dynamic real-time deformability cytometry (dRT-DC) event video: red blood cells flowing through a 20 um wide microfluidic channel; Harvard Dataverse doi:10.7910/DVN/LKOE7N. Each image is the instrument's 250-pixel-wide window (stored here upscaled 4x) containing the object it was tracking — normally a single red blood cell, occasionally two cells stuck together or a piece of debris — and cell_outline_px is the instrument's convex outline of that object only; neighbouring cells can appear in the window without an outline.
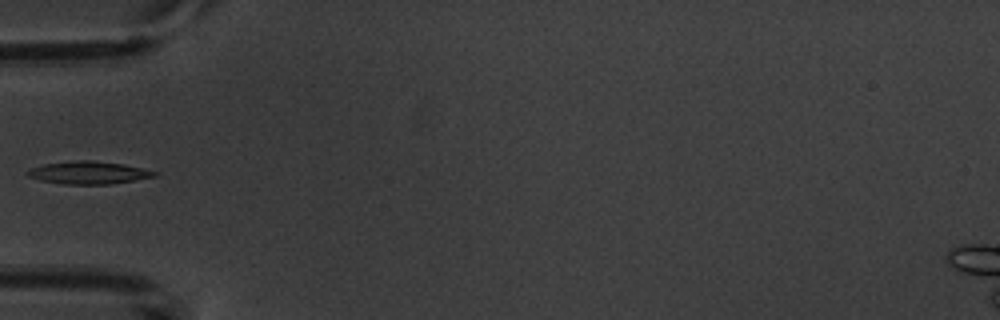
{"species": "common noctule bat (a hibernating species)", "species_latin": "Nyctalus noctula", "temperature_condition": "warm", "stored_images_in_passage": 7, "camera_frame_rate_fps": 3000, "um_per_image_px": 0.085, "animal": {"sex": "male", "body_mass_g": 20.1, "forearm_length_mm": 53.5}, "frame": {"image": 1, "passage_image": 6, "time_ms": 6.0, "image_size_px": [1000, 320], "cell_outline_px": [[160, 172], [156, 176], [112, 184], [64, 184], [40, 180], [28, 176], [24, 172], [32, 168], [44, 164], [76, 160], [92, 160], [124, 164]], "centroid_in_image_um": [7.54, 14.67], "position_along_channel_um": 77.5, "area_um2": 16.76}}